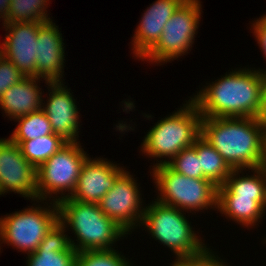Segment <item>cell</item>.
Returning a JSON list of instances; mask_svg holds the SVG:
<instances>
[{"label": "cell", "mask_w": 266, "mask_h": 266, "mask_svg": "<svg viewBox=\"0 0 266 266\" xmlns=\"http://www.w3.org/2000/svg\"><path fill=\"white\" fill-rule=\"evenodd\" d=\"M14 192L32 201L37 197V169L9 138L0 139V195Z\"/></svg>", "instance_id": "8fae6325"}, {"label": "cell", "mask_w": 266, "mask_h": 266, "mask_svg": "<svg viewBox=\"0 0 266 266\" xmlns=\"http://www.w3.org/2000/svg\"><path fill=\"white\" fill-rule=\"evenodd\" d=\"M88 156L80 141L67 142L41 164L37 168L38 201L44 203L49 198L48 201L58 203L60 200L70 197L75 190L83 163Z\"/></svg>", "instance_id": "52a82bcc"}, {"label": "cell", "mask_w": 266, "mask_h": 266, "mask_svg": "<svg viewBox=\"0 0 266 266\" xmlns=\"http://www.w3.org/2000/svg\"><path fill=\"white\" fill-rule=\"evenodd\" d=\"M252 22V33L259 44V48L263 53V57L266 58V14L260 16L257 20ZM259 71L266 77V70L259 69Z\"/></svg>", "instance_id": "f1b7e54d"}, {"label": "cell", "mask_w": 266, "mask_h": 266, "mask_svg": "<svg viewBox=\"0 0 266 266\" xmlns=\"http://www.w3.org/2000/svg\"><path fill=\"white\" fill-rule=\"evenodd\" d=\"M261 118H201V136L223 157L232 170L262 166Z\"/></svg>", "instance_id": "7a4b0ae2"}, {"label": "cell", "mask_w": 266, "mask_h": 266, "mask_svg": "<svg viewBox=\"0 0 266 266\" xmlns=\"http://www.w3.org/2000/svg\"><path fill=\"white\" fill-rule=\"evenodd\" d=\"M261 120H262L263 127L266 128V95L264 99V110L261 116Z\"/></svg>", "instance_id": "1f68e13d"}, {"label": "cell", "mask_w": 266, "mask_h": 266, "mask_svg": "<svg viewBox=\"0 0 266 266\" xmlns=\"http://www.w3.org/2000/svg\"><path fill=\"white\" fill-rule=\"evenodd\" d=\"M49 0H11L6 23L48 22Z\"/></svg>", "instance_id": "cb8c5ba5"}, {"label": "cell", "mask_w": 266, "mask_h": 266, "mask_svg": "<svg viewBox=\"0 0 266 266\" xmlns=\"http://www.w3.org/2000/svg\"><path fill=\"white\" fill-rule=\"evenodd\" d=\"M150 174L159 191L157 201L187 213L217 209L218 186L212 181L181 175L167 164L152 167Z\"/></svg>", "instance_id": "8992f818"}, {"label": "cell", "mask_w": 266, "mask_h": 266, "mask_svg": "<svg viewBox=\"0 0 266 266\" xmlns=\"http://www.w3.org/2000/svg\"><path fill=\"white\" fill-rule=\"evenodd\" d=\"M243 171L246 173V170H232L224 184L218 186V195L255 196V201L266 210V180L263 171L260 168L251 169L254 175L246 176Z\"/></svg>", "instance_id": "ffe728a7"}, {"label": "cell", "mask_w": 266, "mask_h": 266, "mask_svg": "<svg viewBox=\"0 0 266 266\" xmlns=\"http://www.w3.org/2000/svg\"><path fill=\"white\" fill-rule=\"evenodd\" d=\"M67 88L63 82H49L48 101H42L41 109L47 115L54 134L60 135L67 142H78L81 115L71 89Z\"/></svg>", "instance_id": "4fadbf2b"}, {"label": "cell", "mask_w": 266, "mask_h": 266, "mask_svg": "<svg viewBox=\"0 0 266 266\" xmlns=\"http://www.w3.org/2000/svg\"><path fill=\"white\" fill-rule=\"evenodd\" d=\"M92 159L88 157L83 163L75 190L70 198L84 203L98 204L125 168L106 158Z\"/></svg>", "instance_id": "5bb4252c"}, {"label": "cell", "mask_w": 266, "mask_h": 266, "mask_svg": "<svg viewBox=\"0 0 266 266\" xmlns=\"http://www.w3.org/2000/svg\"><path fill=\"white\" fill-rule=\"evenodd\" d=\"M136 181L133 175L125 170L98 203L101 211L129 235V232L132 233L138 226L140 229L145 211L140 187Z\"/></svg>", "instance_id": "30bf717a"}, {"label": "cell", "mask_w": 266, "mask_h": 266, "mask_svg": "<svg viewBox=\"0 0 266 266\" xmlns=\"http://www.w3.org/2000/svg\"><path fill=\"white\" fill-rule=\"evenodd\" d=\"M66 231V227L58 220L37 250L27 255V266H76L77 252L71 247Z\"/></svg>", "instance_id": "e0dca14e"}, {"label": "cell", "mask_w": 266, "mask_h": 266, "mask_svg": "<svg viewBox=\"0 0 266 266\" xmlns=\"http://www.w3.org/2000/svg\"><path fill=\"white\" fill-rule=\"evenodd\" d=\"M260 169L263 171V174L266 180V166H261Z\"/></svg>", "instance_id": "d6a6232c"}, {"label": "cell", "mask_w": 266, "mask_h": 266, "mask_svg": "<svg viewBox=\"0 0 266 266\" xmlns=\"http://www.w3.org/2000/svg\"><path fill=\"white\" fill-rule=\"evenodd\" d=\"M129 262L115 249L82 251L76 257V266H132Z\"/></svg>", "instance_id": "d4e9b609"}, {"label": "cell", "mask_w": 266, "mask_h": 266, "mask_svg": "<svg viewBox=\"0 0 266 266\" xmlns=\"http://www.w3.org/2000/svg\"><path fill=\"white\" fill-rule=\"evenodd\" d=\"M49 20L38 29V54L36 58V77L49 82H63L65 49L61 31ZM63 74V75H62Z\"/></svg>", "instance_id": "2e32d148"}, {"label": "cell", "mask_w": 266, "mask_h": 266, "mask_svg": "<svg viewBox=\"0 0 266 266\" xmlns=\"http://www.w3.org/2000/svg\"><path fill=\"white\" fill-rule=\"evenodd\" d=\"M181 107L152 126L141 143L143 154L155 160L162 159L152 167L168 164L201 135L202 117L196 104L189 99Z\"/></svg>", "instance_id": "277c9868"}, {"label": "cell", "mask_w": 266, "mask_h": 266, "mask_svg": "<svg viewBox=\"0 0 266 266\" xmlns=\"http://www.w3.org/2000/svg\"><path fill=\"white\" fill-rule=\"evenodd\" d=\"M262 166H266V128L262 132Z\"/></svg>", "instance_id": "4dcf8cb0"}, {"label": "cell", "mask_w": 266, "mask_h": 266, "mask_svg": "<svg viewBox=\"0 0 266 266\" xmlns=\"http://www.w3.org/2000/svg\"><path fill=\"white\" fill-rule=\"evenodd\" d=\"M11 0H0V19L6 23L8 21V11L10 7Z\"/></svg>", "instance_id": "f546056e"}, {"label": "cell", "mask_w": 266, "mask_h": 266, "mask_svg": "<svg viewBox=\"0 0 266 266\" xmlns=\"http://www.w3.org/2000/svg\"><path fill=\"white\" fill-rule=\"evenodd\" d=\"M186 0H156L148 7L137 25L131 48L139 61L157 44L166 23Z\"/></svg>", "instance_id": "9a60e30c"}, {"label": "cell", "mask_w": 266, "mask_h": 266, "mask_svg": "<svg viewBox=\"0 0 266 266\" xmlns=\"http://www.w3.org/2000/svg\"><path fill=\"white\" fill-rule=\"evenodd\" d=\"M266 95V77L258 69L227 72L190 99L202 118H261Z\"/></svg>", "instance_id": "6da1fadb"}, {"label": "cell", "mask_w": 266, "mask_h": 266, "mask_svg": "<svg viewBox=\"0 0 266 266\" xmlns=\"http://www.w3.org/2000/svg\"><path fill=\"white\" fill-rule=\"evenodd\" d=\"M197 156L204 177L216 186L223 185L232 169L217 150L201 135L197 138Z\"/></svg>", "instance_id": "44dd1931"}, {"label": "cell", "mask_w": 266, "mask_h": 266, "mask_svg": "<svg viewBox=\"0 0 266 266\" xmlns=\"http://www.w3.org/2000/svg\"><path fill=\"white\" fill-rule=\"evenodd\" d=\"M42 78L25 77L12 85L0 98V109L5 117L14 120L41 109L42 88L38 86Z\"/></svg>", "instance_id": "ac0fdd59"}, {"label": "cell", "mask_w": 266, "mask_h": 266, "mask_svg": "<svg viewBox=\"0 0 266 266\" xmlns=\"http://www.w3.org/2000/svg\"><path fill=\"white\" fill-rule=\"evenodd\" d=\"M34 205L0 218L1 244L13 246L27 255L37 250L47 232L59 220V209L53 201L48 207Z\"/></svg>", "instance_id": "ba28073f"}, {"label": "cell", "mask_w": 266, "mask_h": 266, "mask_svg": "<svg viewBox=\"0 0 266 266\" xmlns=\"http://www.w3.org/2000/svg\"><path fill=\"white\" fill-rule=\"evenodd\" d=\"M17 127L9 136L11 141H26L53 133L51 123L42 109L25 116L18 117Z\"/></svg>", "instance_id": "603a6c76"}, {"label": "cell", "mask_w": 266, "mask_h": 266, "mask_svg": "<svg viewBox=\"0 0 266 266\" xmlns=\"http://www.w3.org/2000/svg\"><path fill=\"white\" fill-rule=\"evenodd\" d=\"M200 0H186L170 17L157 44L141 59L147 62H170L192 50L201 19Z\"/></svg>", "instance_id": "9c48e42d"}, {"label": "cell", "mask_w": 266, "mask_h": 266, "mask_svg": "<svg viewBox=\"0 0 266 266\" xmlns=\"http://www.w3.org/2000/svg\"><path fill=\"white\" fill-rule=\"evenodd\" d=\"M175 172L190 178L206 179L197 156V139L191 147L183 149L168 164Z\"/></svg>", "instance_id": "484cf974"}, {"label": "cell", "mask_w": 266, "mask_h": 266, "mask_svg": "<svg viewBox=\"0 0 266 266\" xmlns=\"http://www.w3.org/2000/svg\"><path fill=\"white\" fill-rule=\"evenodd\" d=\"M216 211L247 228L258 225L265 216V209L255 201V196L246 195H218Z\"/></svg>", "instance_id": "d6986e66"}, {"label": "cell", "mask_w": 266, "mask_h": 266, "mask_svg": "<svg viewBox=\"0 0 266 266\" xmlns=\"http://www.w3.org/2000/svg\"><path fill=\"white\" fill-rule=\"evenodd\" d=\"M44 22L3 23L8 31L0 44L2 56L26 77H36L37 33Z\"/></svg>", "instance_id": "7c38bea8"}, {"label": "cell", "mask_w": 266, "mask_h": 266, "mask_svg": "<svg viewBox=\"0 0 266 266\" xmlns=\"http://www.w3.org/2000/svg\"><path fill=\"white\" fill-rule=\"evenodd\" d=\"M13 142L20 147L22 155L36 169L67 143L60 135L54 133L36 139Z\"/></svg>", "instance_id": "7402d4cb"}, {"label": "cell", "mask_w": 266, "mask_h": 266, "mask_svg": "<svg viewBox=\"0 0 266 266\" xmlns=\"http://www.w3.org/2000/svg\"><path fill=\"white\" fill-rule=\"evenodd\" d=\"M59 221L71 228L74 242L69 238L71 247L76 252L88 250H110L113 244L124 239L128 234L110 217H107L98 204L84 203L70 197L58 203ZM123 237V238H121Z\"/></svg>", "instance_id": "3957f363"}, {"label": "cell", "mask_w": 266, "mask_h": 266, "mask_svg": "<svg viewBox=\"0 0 266 266\" xmlns=\"http://www.w3.org/2000/svg\"><path fill=\"white\" fill-rule=\"evenodd\" d=\"M212 251L211 249L206 254L193 259H175L171 266H230L228 263L225 264V262Z\"/></svg>", "instance_id": "83f0119b"}, {"label": "cell", "mask_w": 266, "mask_h": 266, "mask_svg": "<svg viewBox=\"0 0 266 266\" xmlns=\"http://www.w3.org/2000/svg\"><path fill=\"white\" fill-rule=\"evenodd\" d=\"M24 76L13 63L3 56L0 57V98L14 84L20 82Z\"/></svg>", "instance_id": "4316f807"}, {"label": "cell", "mask_w": 266, "mask_h": 266, "mask_svg": "<svg viewBox=\"0 0 266 266\" xmlns=\"http://www.w3.org/2000/svg\"><path fill=\"white\" fill-rule=\"evenodd\" d=\"M154 200L145 206L140 224L152 238L170 248L176 259L197 258L210 250L193 231L184 211Z\"/></svg>", "instance_id": "5b68a950"}]
</instances>
